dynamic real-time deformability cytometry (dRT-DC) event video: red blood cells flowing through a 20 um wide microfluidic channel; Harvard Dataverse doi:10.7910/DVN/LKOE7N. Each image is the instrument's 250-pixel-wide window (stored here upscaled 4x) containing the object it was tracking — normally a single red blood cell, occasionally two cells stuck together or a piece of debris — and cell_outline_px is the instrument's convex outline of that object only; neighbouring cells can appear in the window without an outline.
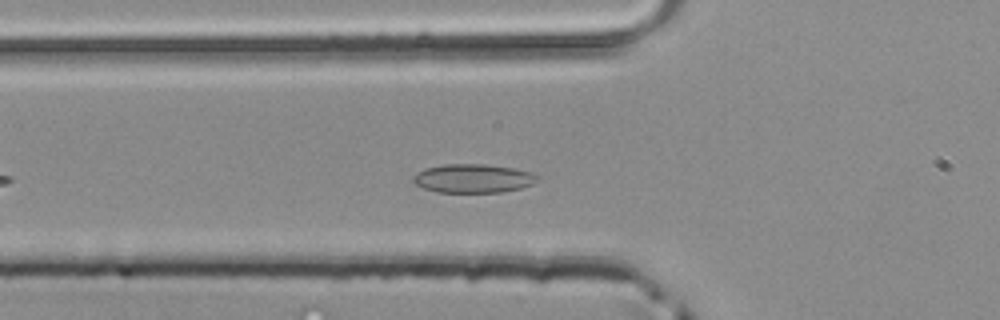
{"species": "common noctule bat (a hibernating species)", "species_latin": "Nyctalus noctula", "temperature_condition": "room temperature", "stored_images_in_passage": 30, "camera_frame_rate_fps": 3000, "um_per_image_px": 0.085, "animal": {"sex": "male", "body_mass_g": 20.4}, "frame": {"image": 1, "passage_image": 7, "time_ms": 2.0, "image_size_px": [1000, 320], "cell_outline_px": [[540, 180], [532, 184], [520, 188], [504, 192], [436, 192], [424, 188], [416, 184], [412, 180], [412, 176], [416, 172], [424, 168], [444, 164], [484, 164], [512, 168], [528, 172], [540, 176]], "centroid_in_image_um": [40.19, 15.16], "position_along_channel_um": 85.6, "area_um2": 20.87}}
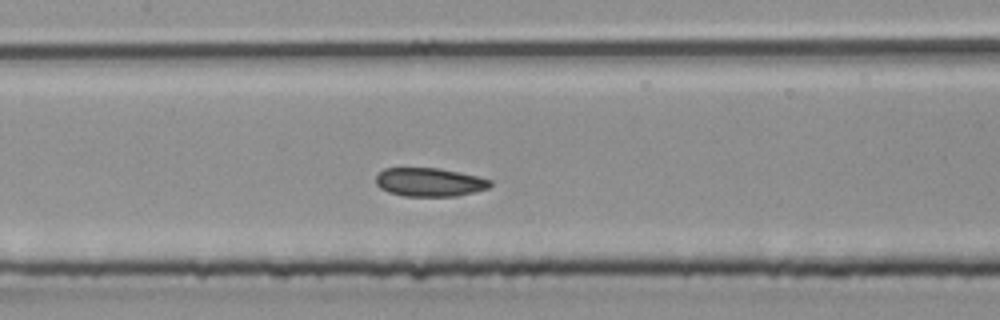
{"frame": {"image": 2, "passage_image": 13, "time_ms": 4.0, "image_size_px": [1000, 320], "cell_outline_px": [[492, 184], [488, 188], [456, 196], [404, 196], [388, 192], [380, 188], [376, 184], [376, 176], [384, 168], [440, 168], [460, 172], [492, 180]], "centroid_in_image_um": [36.49, 15.48], "position_along_channel_um": 170.9, "area_um2": 19.02}}
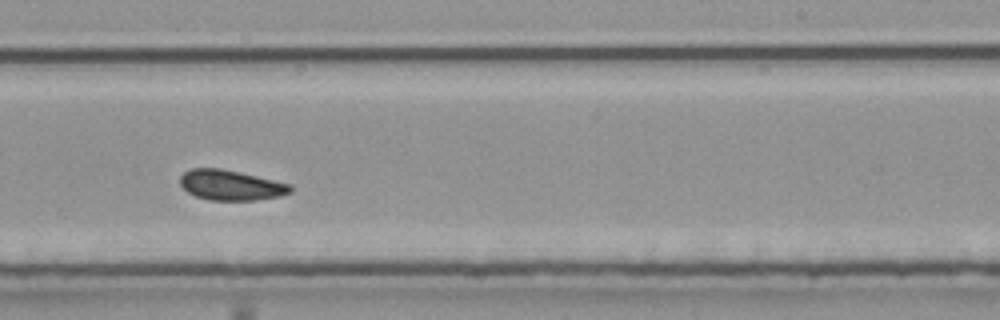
{"frame": {"image": 3, "passage_image": 20, "time_ms": 6.333, "image_size_px": [1000, 320], "cell_outline_px": [[292, 192], [280, 196], [256, 200], [208, 200], [196, 196], [188, 192], [180, 184], [180, 176], [184, 172], [192, 168], [220, 168], [292, 184]], "centroid_in_image_um": [19.63, 15.74], "position_along_channel_um": 269.4, "area_um2": 19.36}}